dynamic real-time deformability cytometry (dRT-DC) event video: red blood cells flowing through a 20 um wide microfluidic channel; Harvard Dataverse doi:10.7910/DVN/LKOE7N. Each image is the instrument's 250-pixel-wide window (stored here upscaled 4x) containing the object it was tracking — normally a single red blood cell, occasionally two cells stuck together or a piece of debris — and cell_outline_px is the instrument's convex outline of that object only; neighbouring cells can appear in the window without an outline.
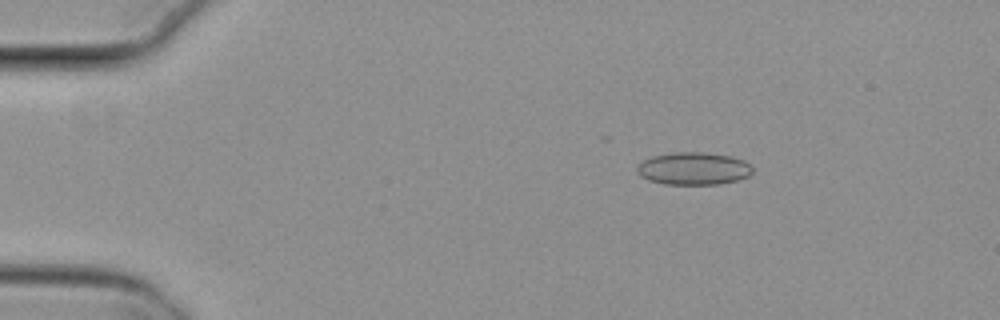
{"species": "common noctule bat (a hibernating species)", "species_latin": "Nyctalus noctula", "temperature_condition": "cold", "stored_images_in_passage": 6, "camera_frame_rate_fps": 3000, "um_per_image_px": 0.085, "animal": {"sex": "female", "body_mass_g": 29.2, "forearm_length_mm": 56.3}, "frame": {"image": 1, "passage_image": 2, "time_ms": 0.333, "image_size_px": [1000, 320], "cell_outline_px": [[752, 172], [748, 176], [736, 180], [720, 184], [664, 184], [648, 180], [640, 176], [636, 172], [636, 168], [644, 160], [652, 156], [676, 152], [704, 152], [732, 156], [744, 160], [752, 168]], "centroid_in_image_um": [58.94, 14.32], "position_along_channel_um": 26.1, "area_um2": 21.91}}